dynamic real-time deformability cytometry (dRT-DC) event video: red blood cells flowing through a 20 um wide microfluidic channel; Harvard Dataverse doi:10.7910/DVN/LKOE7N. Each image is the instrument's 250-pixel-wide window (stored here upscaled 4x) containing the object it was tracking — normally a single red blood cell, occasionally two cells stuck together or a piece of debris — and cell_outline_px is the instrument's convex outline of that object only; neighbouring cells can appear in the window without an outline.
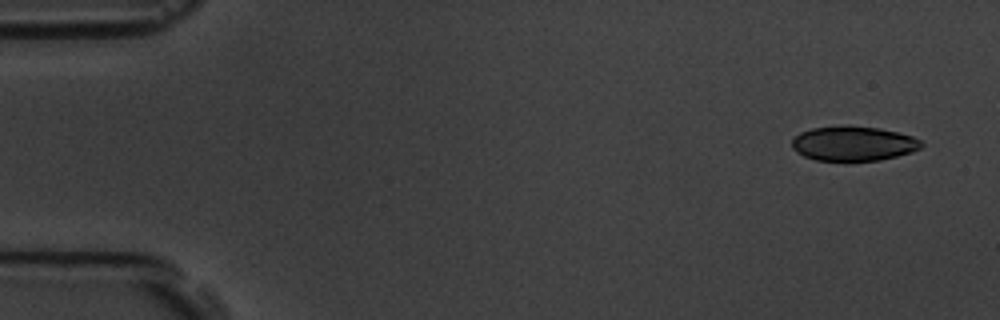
{"species": "common noctule bat (a hibernating species)", "species_latin": "Nyctalus noctula", "temperature_condition": "room temperature", "stored_images_in_passage": 5, "camera_frame_rate_fps": 3000, "um_per_image_px": 0.085, "animal": {"sex": "male", "body_mass_g": 19.5, "forearm_length_mm": 54.6}, "frame": {"image": 1, "passage_image": 1, "time_ms": 0.0, "image_size_px": [1000, 320], "cell_outline_px": [[924, 144], [920, 148], [912, 152], [880, 160], [816, 160], [804, 156], [796, 152], [792, 148], [792, 140], [800, 132], [812, 128], [840, 124], [848, 124], [880, 128], [912, 136], [920, 140]], "centroid_in_image_um": [72.52, 12.17], "position_along_channel_um": 12.5, "area_um2": 26.36}}
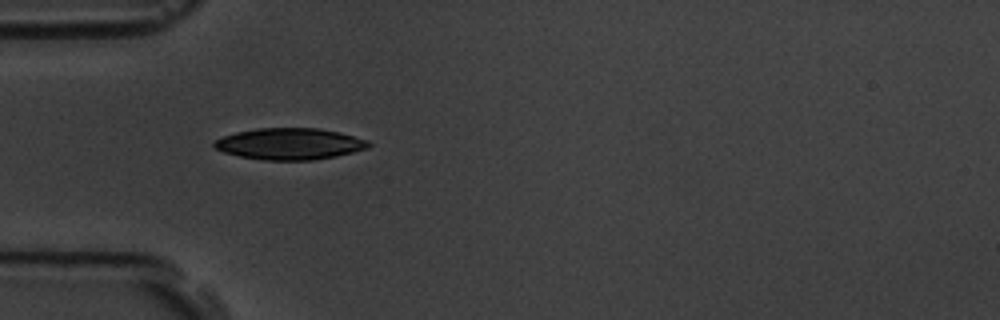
{"frame": {"image": 2, "passage_image": 5, "time_ms": 4.667, "image_size_px": [1000, 320], "cell_outline_px": [[372, 144], [368, 148], [336, 156], [312, 160], [264, 160], [240, 156], [224, 152], [216, 148], [212, 144], [216, 140], [224, 136], [236, 132], [256, 128], [316, 128], [336, 132], [368, 140]], "centroid_in_image_um": [24.62, 12.23], "position_along_channel_um": 60.4, "area_um2": 28.03}}